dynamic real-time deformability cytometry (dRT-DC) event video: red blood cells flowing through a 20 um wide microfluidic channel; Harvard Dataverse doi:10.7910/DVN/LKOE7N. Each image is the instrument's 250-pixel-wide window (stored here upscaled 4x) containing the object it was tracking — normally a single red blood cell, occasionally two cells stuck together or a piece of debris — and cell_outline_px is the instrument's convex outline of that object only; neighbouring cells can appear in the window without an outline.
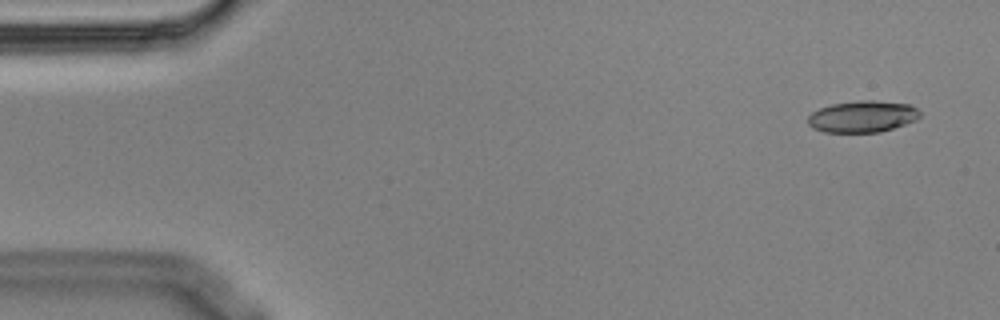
{"species": "Egyptian fruit bat (a non-hibernating species)", "species_latin": "Rousettus aegyptiacus", "temperature_condition": "cold", "stored_images_in_passage": 5, "camera_frame_rate_fps": 3000, "um_per_image_px": 0.085, "animal": {"sex": "male"}, "frame": {"image": 1, "passage_image": 1, "time_ms": 0.0, "image_size_px": [1000, 320], "cell_outline_px": [[920, 116], [916, 120], [880, 132], [824, 132], [812, 128], [808, 124], [808, 116], [812, 112], [820, 108], [832, 104], [860, 100], [872, 100], [908, 104], [916, 108], [920, 112]], "centroid_in_image_um": [73.29, 9.9], "position_along_channel_um": 11.7, "area_um2": 20.52}}